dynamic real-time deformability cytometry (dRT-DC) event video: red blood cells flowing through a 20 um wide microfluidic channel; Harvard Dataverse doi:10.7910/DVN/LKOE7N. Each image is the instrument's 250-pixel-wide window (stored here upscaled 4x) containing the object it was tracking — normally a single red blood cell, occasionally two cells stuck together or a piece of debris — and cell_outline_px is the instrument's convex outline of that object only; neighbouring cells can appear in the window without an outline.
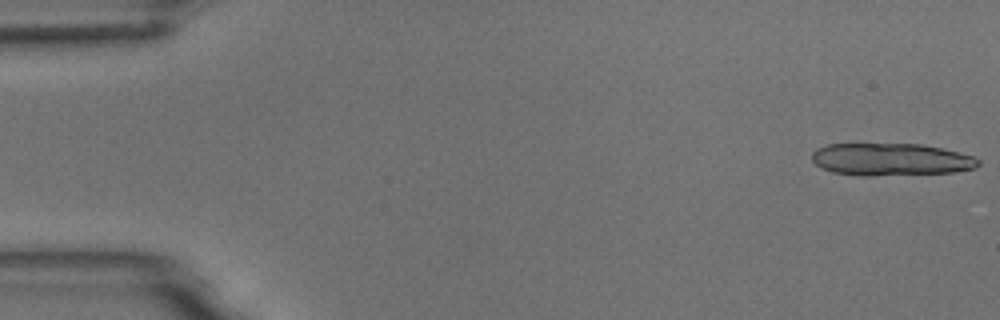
{"species": "common noctule bat (a hibernating species)", "species_latin": "Nyctalus noctula", "temperature_condition": "room temperature", "stored_images_in_passage": 14, "camera_frame_rate_fps": 3000, "um_per_image_px": 0.085, "animal": {"sex": "male", "body_mass_g": 18.8}, "frame": {"image": 1, "passage_image": 1, "time_ms": 0.0, "image_size_px": [1000, 320], "cell_outline_px": [[980, 164], [976, 168], [952, 172], [872, 176], [860, 176], [832, 172], [820, 168], [812, 160], [812, 152], [816, 148], [828, 144], [920, 144], [940, 148], [972, 156], [980, 160]], "centroid_in_image_um": [75.68, 13.56], "position_along_channel_um": 9.3, "area_um2": 31.44}}